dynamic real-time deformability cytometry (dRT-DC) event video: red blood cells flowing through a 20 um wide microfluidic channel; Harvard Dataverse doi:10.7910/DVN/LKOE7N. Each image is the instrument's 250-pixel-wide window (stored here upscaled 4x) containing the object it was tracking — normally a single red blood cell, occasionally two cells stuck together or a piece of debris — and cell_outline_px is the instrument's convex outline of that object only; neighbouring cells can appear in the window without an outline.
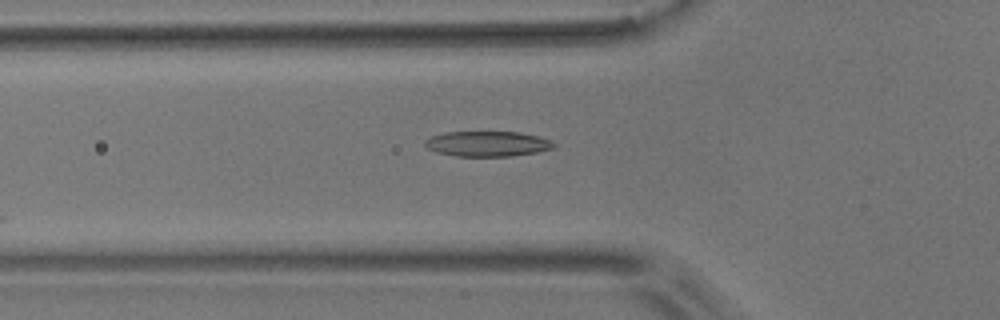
{"species": "common noctule bat (a hibernating species)", "species_latin": "Nyctalus noctula", "temperature_condition": "room temperature", "stored_images_in_passage": 5, "camera_frame_rate_fps": 3000, "um_per_image_px": 0.085, "animal": {"sex": "male", "body_mass_g": 17.9}, "frame": {"image": 1, "passage_image": 5, "time_ms": 4.667, "image_size_px": [1000, 320], "cell_outline_px": [[556, 144], [552, 148], [536, 152], [512, 156], [456, 156], [436, 152], [428, 148], [424, 144], [424, 140], [432, 136], [444, 132], [520, 132], [552, 140]], "centroid_in_image_um": [41.41, 12.22], "position_along_channel_um": 84.4, "area_um2": 18.9}}